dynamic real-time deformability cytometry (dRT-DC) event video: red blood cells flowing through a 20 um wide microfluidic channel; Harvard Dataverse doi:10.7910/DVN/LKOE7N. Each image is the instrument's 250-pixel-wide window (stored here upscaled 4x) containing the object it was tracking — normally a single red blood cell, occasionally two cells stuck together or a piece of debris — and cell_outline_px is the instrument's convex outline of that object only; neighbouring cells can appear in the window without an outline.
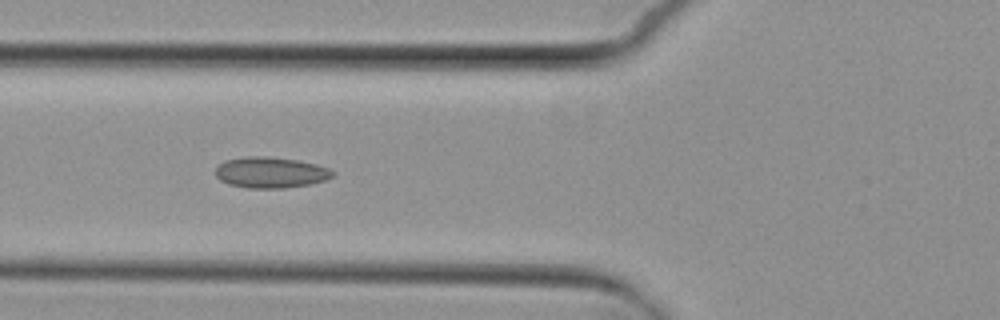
{"species": "common noctule bat (a hibernating species)", "species_latin": "Nyctalus noctula", "temperature_condition": "cold", "stored_images_in_passage": 9, "camera_frame_rate_fps": 3000, "um_per_image_px": 0.085, "animal": {"sex": "female", "body_mass_g": 29.2, "forearm_length_mm": 56.3}, "frame": {"image": 1, "passage_image": 7, "time_ms": 6.667, "image_size_px": [1000, 320], "cell_outline_px": [[336, 176], [312, 184], [284, 188], [248, 188], [228, 184], [220, 180], [216, 176], [216, 168], [224, 160], [248, 156], [264, 156], [296, 160], [316, 164], [328, 168], [336, 172]], "centroid_in_image_um": [23.02, 14.66], "position_along_channel_um": 102.8, "area_um2": 21.21}}
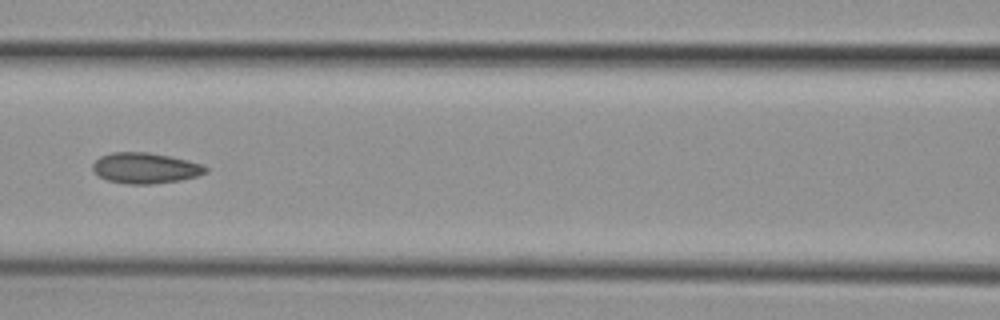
{"frame": {"image": 2, "passage_image": 8, "time_ms": 8.0, "image_size_px": [1000, 320], "cell_outline_px": [[208, 172], [196, 176], [180, 180], [152, 184], [128, 184], [108, 180], [100, 176], [92, 168], [92, 164], [100, 156], [112, 152], [148, 152], [188, 160], [204, 164], [208, 168]], "centroid_in_image_um": [12.38, 14.28], "position_along_channel_um": 154.2, "area_um2": 20.17}}
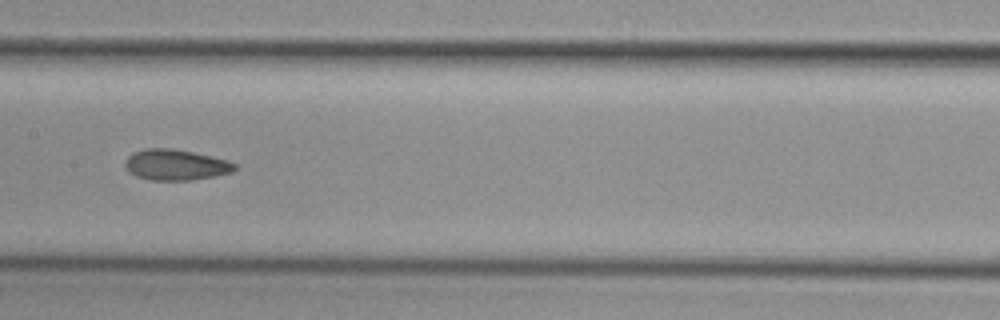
{"frame": {"image": 3, "passage_image": 9, "time_ms": 9.0, "image_size_px": [1000, 320], "cell_outline_px": [[236, 168], [232, 172], [192, 180], [148, 180], [136, 176], [128, 172], [124, 164], [124, 160], [132, 152], [144, 148], [172, 148], [192, 152], [228, 160], [236, 164]], "centroid_in_image_um": [14.88, 14.0], "position_along_channel_um": 192.5, "area_um2": 19.77}}